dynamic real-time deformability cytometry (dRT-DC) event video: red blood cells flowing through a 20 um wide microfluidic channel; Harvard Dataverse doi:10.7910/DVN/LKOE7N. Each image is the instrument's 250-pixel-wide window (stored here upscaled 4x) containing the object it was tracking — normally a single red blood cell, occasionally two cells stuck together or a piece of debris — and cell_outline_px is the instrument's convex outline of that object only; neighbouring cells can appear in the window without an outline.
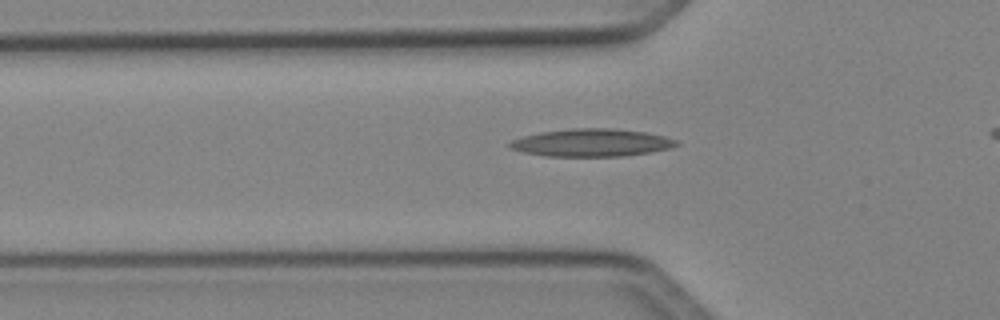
{"species": "Egyptian fruit bat (a non-hibernating species)", "species_latin": "Rousettus aegyptiacus", "temperature_condition": "cold", "stored_images_in_passage": 31, "camera_frame_rate_fps": 3000, "um_per_image_px": 0.085, "animal": {"sex": "female"}, "frame": {"image": 1, "passage_image": 5, "time_ms": 1.333, "image_size_px": [1000, 320], "cell_outline_px": [[680, 144], [672, 148], [648, 152], [620, 156], [544, 156], [524, 152], [512, 148], [508, 144], [512, 140], [524, 136], [540, 132], [572, 128], [608, 128], [648, 132], [664, 136], [676, 140]], "centroid_in_image_um": [50.31, 12.12], "position_along_channel_um": 75.5, "area_um2": 26.7}}
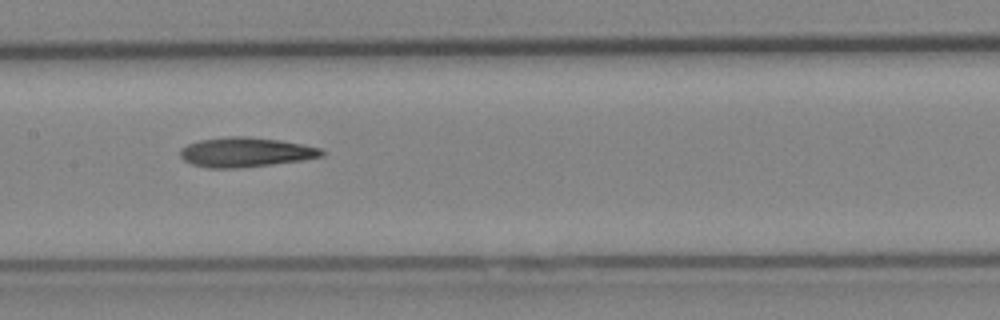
{"frame": {"image": 2, "passage_image": 13, "time_ms": 4.0, "image_size_px": [1000, 320], "cell_outline_px": [[324, 156], [300, 160], [236, 168], [208, 168], [192, 164], [184, 160], [180, 156], [180, 148], [188, 144], [200, 140], [228, 136], [248, 136], [280, 140], [320, 148], [324, 152]], "centroid_in_image_um": [20.83, 12.93], "position_along_channel_um": 186.6, "area_um2": 24.16}}
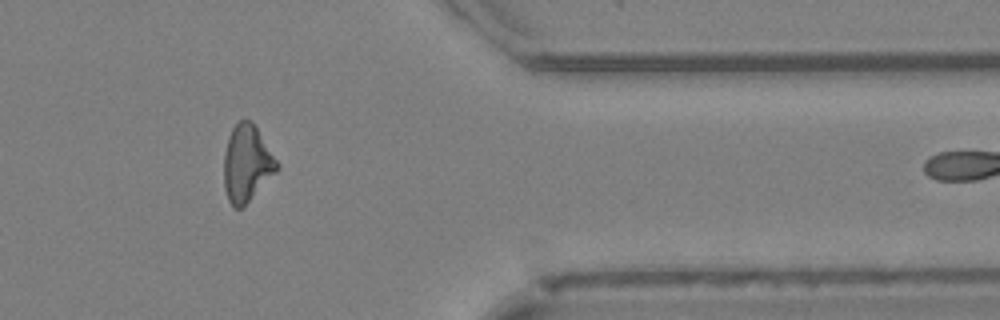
{"frame": {"image": 3, "passage_image": 29, "time_ms": 9.333, "image_size_px": [1000, 320], "cell_outline_px": [[280, 168], [240, 208], [236, 208], [228, 200], [224, 188], [224, 152], [228, 136], [232, 128], [240, 120], [248, 120], [256, 128], [280, 164]], "centroid_in_image_um": [20.96, 13.88], "position_along_channel_um": 390.4, "area_um2": 23.18}, "authors_computed_cell_mechanics": {"area_um2": 23.7558, "velocity_mm_per_s": 4.1684, "shape_relaxation_time_tau1_ms": null, "shape_relaxation_time_tau2_ms": 6.6155, "deformation_change_tau1": null, "deformation_change_tau2": 0.2037}}